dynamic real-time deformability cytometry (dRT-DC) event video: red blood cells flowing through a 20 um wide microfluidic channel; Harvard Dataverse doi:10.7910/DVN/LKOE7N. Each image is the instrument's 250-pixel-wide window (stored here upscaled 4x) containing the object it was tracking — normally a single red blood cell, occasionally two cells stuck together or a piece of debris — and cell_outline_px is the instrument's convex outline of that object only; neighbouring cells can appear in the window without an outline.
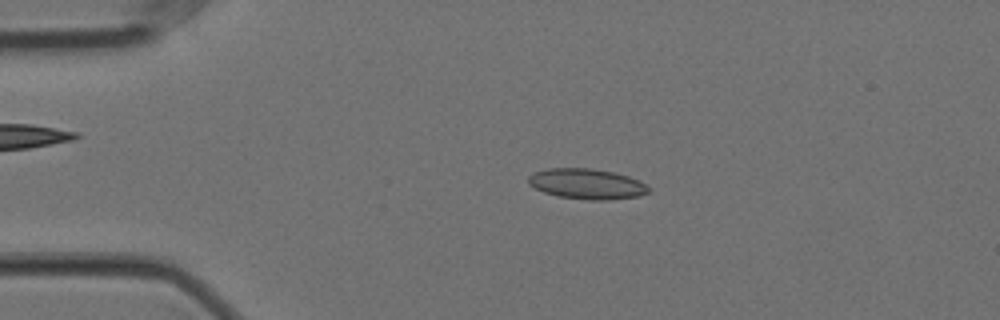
{"species": "Egyptian fruit bat (a non-hibernating species)", "species_latin": "Rousettus aegyptiacus", "temperature_condition": "cold", "stored_images_in_passage": 58, "camera_frame_rate_fps": 3000, "um_per_image_px": 0.085, "animal": {"sex": "female"}, "frame": {"image": 1, "passage_image": 12, "time_ms": 3.667, "image_size_px": [1000, 320], "cell_outline_px": [[648, 192], [640, 196], [608, 200], [588, 200], [556, 196], [544, 192], [528, 184], [528, 176], [536, 172], [548, 168], [592, 168], [612, 172], [628, 176], [640, 180], [648, 188]], "centroid_in_image_um": [49.87, 15.63], "position_along_channel_um": 35.1, "area_um2": 21.27}}
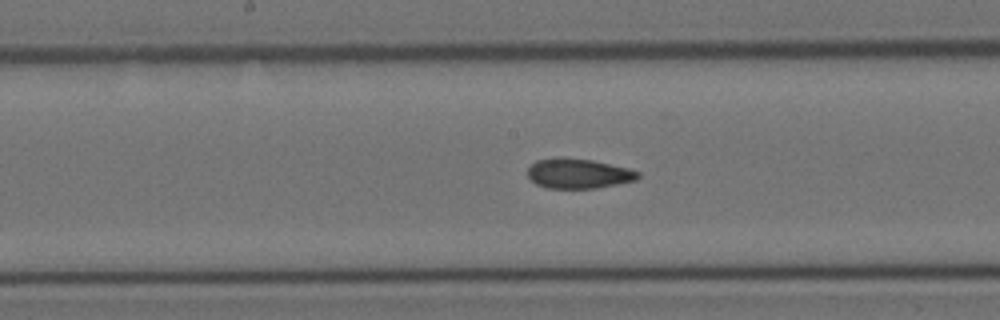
{"frame": {"image": 2, "passage_image": 29, "time_ms": 9.333, "image_size_px": [1000, 320], "cell_outline_px": [[640, 176], [636, 180], [596, 188], [544, 188], [536, 184], [528, 176], [528, 168], [536, 160], [556, 156], [560, 156], [592, 160], [628, 168], [640, 172]], "centroid_in_image_um": [49.14, 14.73], "position_along_channel_um": 199.1, "area_um2": 19.36}}
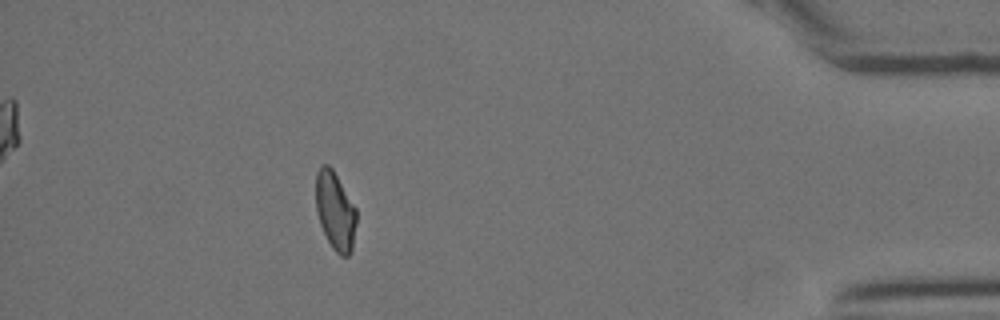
{"frame": {"image": 3, "passage_image": 51, "time_ms": 16.667, "image_size_px": [1000, 320], "cell_outline_px": [[356, 224], [352, 252], [348, 256], [340, 256], [332, 248], [320, 224], [316, 212], [316, 172], [320, 164], [328, 164], [332, 168], [356, 208]], "centroid_in_image_um": [28.49, 17.93], "position_along_channel_um": 406.7, "area_um2": 18.61}, "authors_computed_cell_mechanics": {"area_um2": 19.7098, "velocity_mm_per_s": 3.5408, "shape_relaxation_time_tau1_ms": null, "shape_relaxation_time_tau2_ms": 2.0008, "deformation_change_tau1": null, "deformation_change_tau2": 0.0589}}